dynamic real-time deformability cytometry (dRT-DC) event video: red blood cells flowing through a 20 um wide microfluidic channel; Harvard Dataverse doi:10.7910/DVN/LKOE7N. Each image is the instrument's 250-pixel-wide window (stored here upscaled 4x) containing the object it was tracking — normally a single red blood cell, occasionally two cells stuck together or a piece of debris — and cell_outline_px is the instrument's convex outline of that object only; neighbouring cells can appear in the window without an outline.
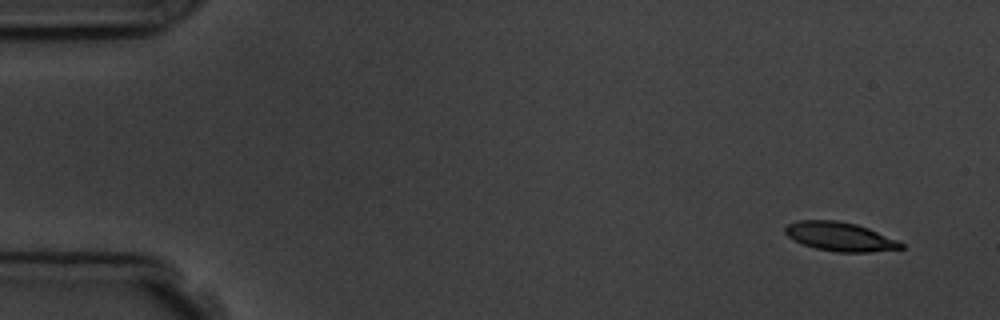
{"species": "common noctule bat (a hibernating species)", "species_latin": "Nyctalus noctula", "temperature_condition": "room temperature", "stored_images_in_passage": 5, "camera_frame_rate_fps": 3000, "um_per_image_px": 0.085, "animal": {"sex": "male", "body_mass_g": 19.5, "forearm_length_mm": 54.6}, "frame": {"image": 1, "passage_image": 1, "time_ms": 0.0, "image_size_px": [1000, 320], "cell_outline_px": [[904, 248], [868, 252], [836, 252], [816, 248], [792, 240], [784, 232], [784, 228], [788, 224], [796, 220], [836, 220], [856, 224], [868, 228], [896, 240], [904, 244]], "centroid_in_image_um": [71.35, 20.1], "position_along_channel_um": 13.6, "area_um2": 19.42}}
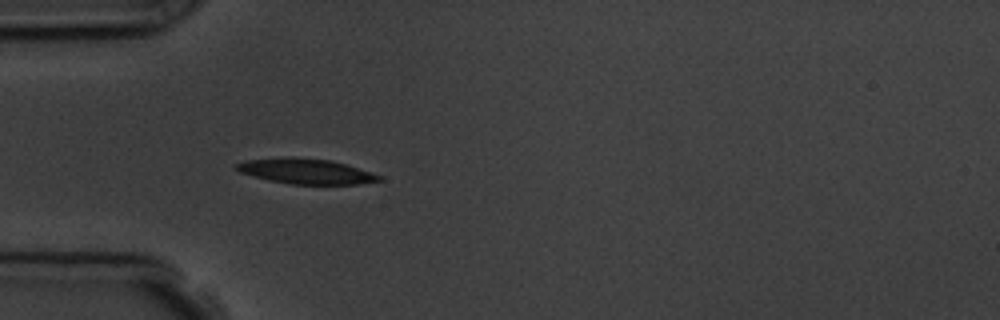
{"frame": {"image": 2, "passage_image": 5, "time_ms": 4.333, "image_size_px": [1000, 320], "cell_outline_px": [[384, 180], [356, 184], [292, 184], [268, 180], [252, 176], [240, 172], [232, 168], [236, 164], [248, 160], [288, 156], [292, 156], [328, 160], [344, 164], [380, 176]], "centroid_in_image_um": [25.92, 14.55], "position_along_channel_um": 59.1, "area_um2": 20.75}}